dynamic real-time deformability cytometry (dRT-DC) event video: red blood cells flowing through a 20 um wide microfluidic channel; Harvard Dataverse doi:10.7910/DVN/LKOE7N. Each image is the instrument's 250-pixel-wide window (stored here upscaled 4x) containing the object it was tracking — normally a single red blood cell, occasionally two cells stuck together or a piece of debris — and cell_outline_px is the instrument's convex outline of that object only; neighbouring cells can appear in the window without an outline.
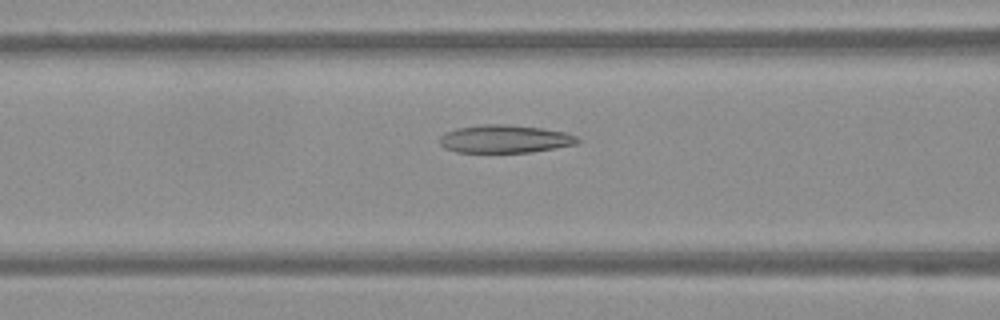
{"species": "Egyptian fruit bat (a non-hibernating species)", "species_latin": "Rousettus aegyptiacus", "temperature_condition": "warm", "stored_images_in_passage": 42, "camera_frame_rate_fps": 3000, "um_per_image_px": 0.085, "frame": {"image": 1, "passage_image": 16, "time_ms": 5.0, "image_size_px": [1000, 320], "cell_outline_px": [[580, 140], [576, 144], [556, 148], [532, 152], [456, 152], [444, 148], [440, 144], [440, 136], [444, 132], [456, 128], [484, 124], [504, 124], [540, 128], [564, 132], [576, 136]], "centroid_in_image_um": [42.88, 11.81], "position_along_channel_um": 123.7, "area_um2": 22.43}}
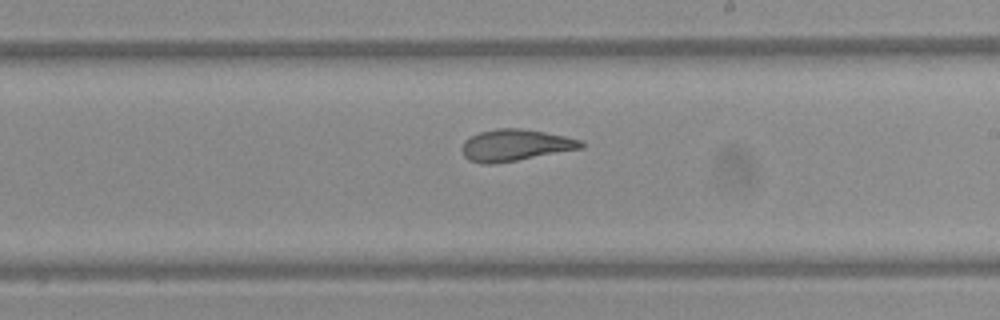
{"frame": {"image": 2, "passage_image": 26, "time_ms": 8.333, "image_size_px": [1000, 320], "cell_outline_px": [[584, 148], [496, 164], [480, 164], [468, 160], [464, 156], [464, 140], [480, 132], [496, 128], [520, 128], [544, 132], [564, 136], [580, 140], [584, 144]], "centroid_in_image_um": [43.8, 12.35], "position_along_channel_um": 245.2, "area_um2": 21.85}}
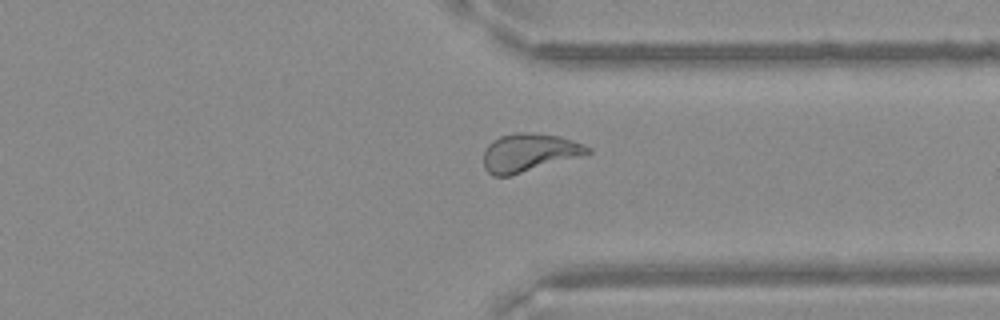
{"frame": {"image": 3, "passage_image": 36, "time_ms": 11.667, "image_size_px": [1000, 320], "cell_outline_px": [[592, 152], [508, 176], [492, 176], [484, 168], [484, 148], [492, 140], [500, 136], [516, 132], [528, 132], [560, 136], [584, 144], [592, 148]], "centroid_in_image_um": [44.93, 12.95], "position_along_channel_um": 366.5, "area_um2": 22.89}}